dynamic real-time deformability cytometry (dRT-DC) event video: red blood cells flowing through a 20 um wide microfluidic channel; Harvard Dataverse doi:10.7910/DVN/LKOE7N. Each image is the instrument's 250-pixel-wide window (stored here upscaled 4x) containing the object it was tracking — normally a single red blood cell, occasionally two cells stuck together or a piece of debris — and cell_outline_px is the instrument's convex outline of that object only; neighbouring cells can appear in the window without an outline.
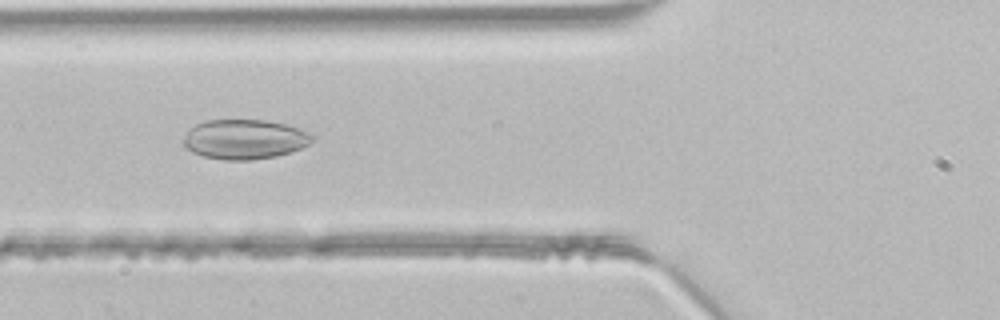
{"species": "common noctule bat (a hibernating species)", "species_latin": "Nyctalus noctula", "temperature_condition": "room temperature", "stored_images_in_passage": 45, "camera_frame_rate_fps": 3000, "um_per_image_px": 0.085, "animal": {"sex": "male", "body_mass_g": 21.5, "forearm_length_mm": 52.0}, "frame": {"image": 1, "passage_image": 16, "time_ms": 5.0, "image_size_px": [1000, 320], "cell_outline_px": [[316, 140], [292, 152], [276, 156], [252, 160], [224, 160], [204, 156], [192, 152], [184, 148], [184, 136], [196, 124], [204, 120], [264, 120], [284, 124], [308, 132], [316, 136]], "centroid_in_image_um": [20.8, 11.85], "position_along_channel_um": 105.0, "area_um2": 29.82}}
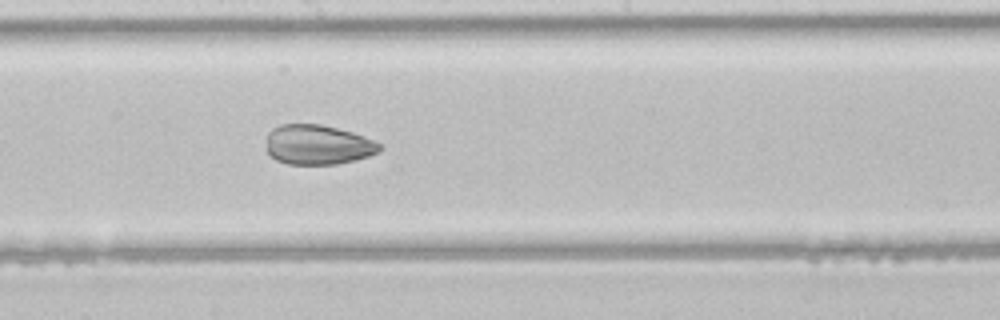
{"frame": {"image": 2, "passage_image": 24, "time_ms": 7.667, "image_size_px": [1000, 320], "cell_outline_px": [[384, 148], [368, 156], [356, 160], [336, 164], [288, 164], [276, 160], [268, 152], [268, 132], [272, 128], [280, 124], [320, 124], [352, 132], [364, 136], [384, 144]], "centroid_in_image_um": [27.06, 12.3], "position_along_channel_um": 221.1, "area_um2": 26.3}}
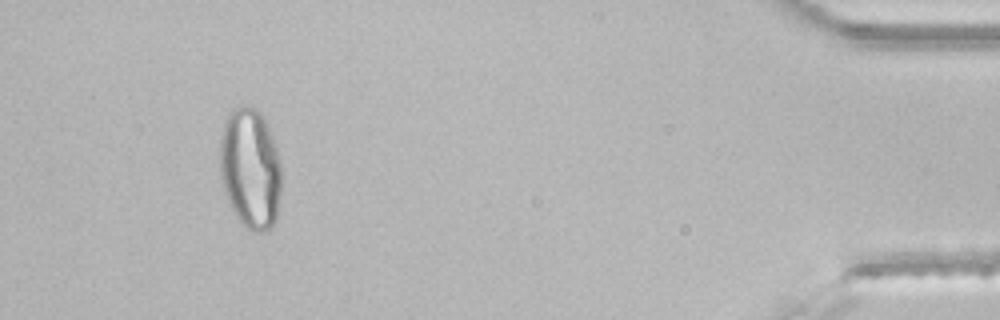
{"frame": {"image": 3, "passage_image": 42, "time_ms": 13.667, "image_size_px": [1000, 320], "cell_outline_px": [[280, 192], [276, 220], [272, 228], [264, 232], [256, 232], [248, 228], [236, 216], [224, 192], [220, 176], [220, 140], [224, 124], [232, 108], [236, 104], [248, 104], [256, 108], [260, 112], [272, 136], [276, 148], [280, 164]], "centroid_in_image_um": [21.27, 14.3], "position_along_channel_um": 413.9, "area_um2": 43.41}}